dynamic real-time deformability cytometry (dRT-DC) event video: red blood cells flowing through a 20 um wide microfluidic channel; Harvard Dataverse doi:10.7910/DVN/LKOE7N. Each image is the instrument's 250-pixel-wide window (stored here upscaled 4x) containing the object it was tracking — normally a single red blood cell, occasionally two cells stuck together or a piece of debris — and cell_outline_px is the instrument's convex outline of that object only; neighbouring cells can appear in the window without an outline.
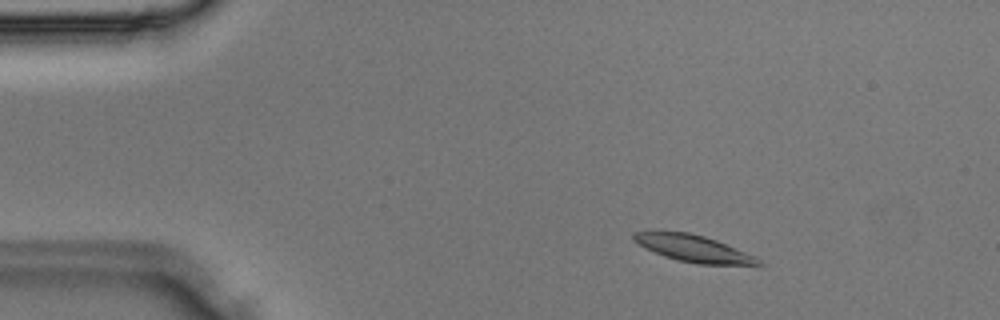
{"species": "Egyptian fruit bat (a non-hibernating species)", "species_latin": "Rousettus aegyptiacus", "temperature_condition": "room temperature", "stored_images_in_passage": 3, "camera_frame_rate_fps": 3000, "um_per_image_px": 0.085, "animal": {"sex": "male"}, "frame": {"image": 1, "passage_image": 2, "time_ms": 0.333, "image_size_px": [1000, 320], "cell_outline_px": [[764, 264], [760, 268], [700, 264], [676, 260], [664, 256], [644, 248], [632, 240], [632, 232], [688, 232], [704, 236], [716, 240], [756, 256]], "centroid_in_image_um": [59.09, 21.18], "position_along_channel_um": 25.9, "area_um2": 20.11}}